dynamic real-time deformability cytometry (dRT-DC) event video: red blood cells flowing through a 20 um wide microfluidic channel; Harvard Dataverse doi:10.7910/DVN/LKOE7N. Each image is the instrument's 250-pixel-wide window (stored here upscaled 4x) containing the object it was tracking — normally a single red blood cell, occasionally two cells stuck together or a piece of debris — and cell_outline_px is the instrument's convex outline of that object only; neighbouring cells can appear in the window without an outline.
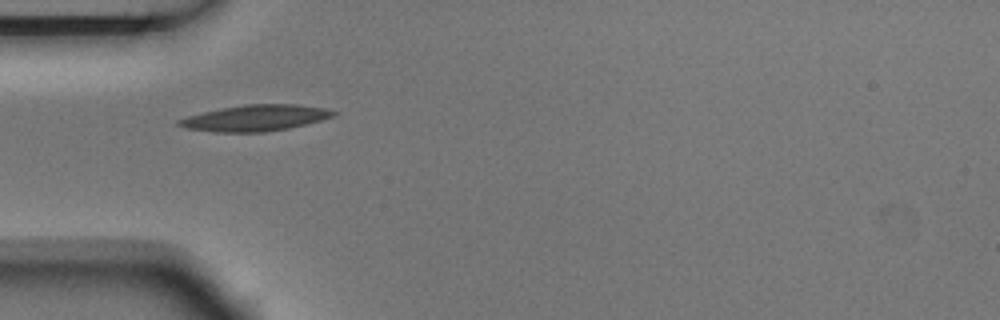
{"species": "Egyptian fruit bat (a non-hibernating species)", "species_latin": "Rousettus aegyptiacus", "temperature_condition": "room temperature", "stored_images_in_passage": 1, "camera_frame_rate_fps": 3000, "um_per_image_px": 0.085, "animal": {"sex": "male"}, "frame": {"image": 1, "passage_image": 1, "time_ms": 0.0, "image_size_px": [1000, 320], "cell_outline_px": [[336, 112], [332, 116], [320, 120], [288, 128], [264, 132], [212, 132], [184, 128], [176, 124], [176, 120], [188, 116], [220, 108], [244, 104], [296, 104], [324, 108]], "centroid_in_image_um": [21.62, 10.03], "position_along_channel_um": 63.4, "area_um2": 23.35}}